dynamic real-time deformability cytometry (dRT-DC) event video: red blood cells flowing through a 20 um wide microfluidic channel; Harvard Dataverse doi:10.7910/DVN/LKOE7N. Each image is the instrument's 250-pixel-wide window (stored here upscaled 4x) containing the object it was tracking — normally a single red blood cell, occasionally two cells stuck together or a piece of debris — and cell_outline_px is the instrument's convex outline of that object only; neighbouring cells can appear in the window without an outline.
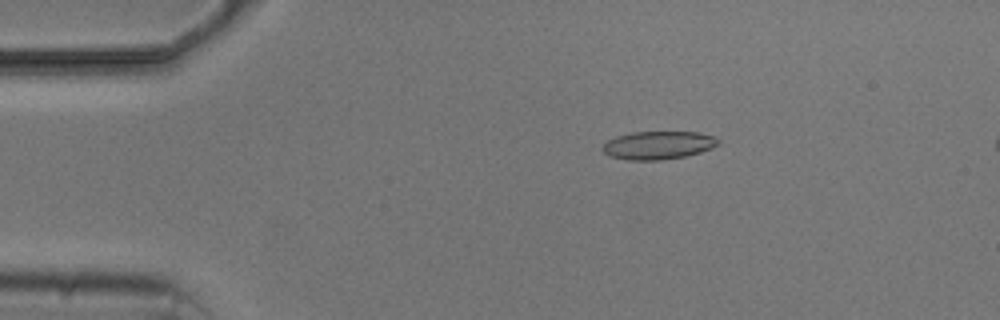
{"species": "common noctule bat (a hibernating species)", "species_latin": "Nyctalus noctula", "temperature_condition": "cold", "stored_images_in_passage": 7, "camera_frame_rate_fps": 3000, "um_per_image_px": 0.085, "animal": {"sex": "male", "body_mass_g": 20.5, "forearm_length_mm": 52.5}, "frame": {"image": 1, "passage_image": 3, "time_ms": 2.333, "image_size_px": [1000, 320], "cell_outline_px": [[720, 144], [712, 148], [700, 152], [684, 156], [660, 160], [628, 160], [612, 156], [604, 152], [600, 148], [608, 140], [616, 136], [632, 132], [700, 132], [712, 136], [720, 140]], "centroid_in_image_um": [55.96, 12.34], "position_along_channel_um": 29.0, "area_um2": 18.9}}
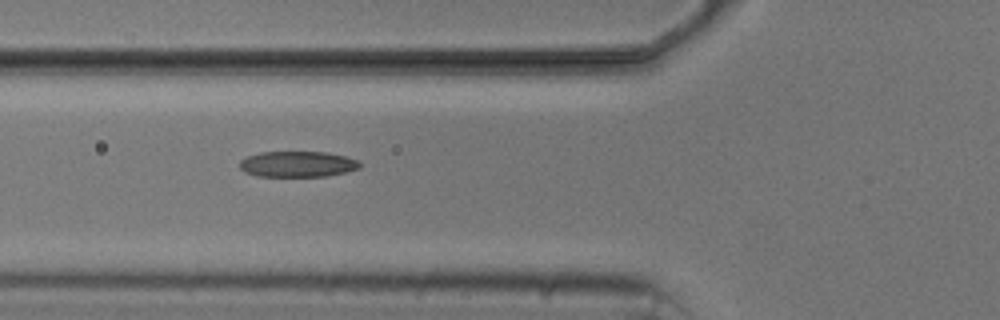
{"frame": {"image": 2, "passage_image": 6, "time_ms": 5.667, "image_size_px": [1000, 320], "cell_outline_px": [[360, 168], [328, 176], [256, 176], [244, 172], [240, 168], [240, 160], [248, 156], [260, 152], [328, 152], [348, 156], [356, 160], [360, 164]], "centroid_in_image_um": [25.29, 13.95], "position_along_channel_um": 100.5, "area_um2": 18.09}}
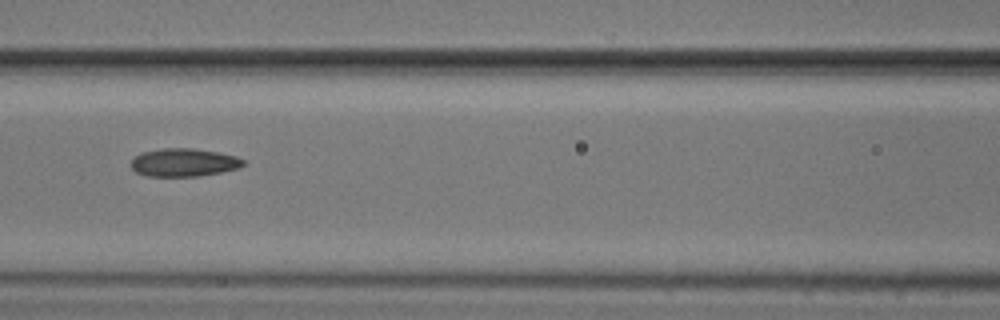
{"frame": {"image": 3, "passage_image": 7, "time_ms": 7.0, "image_size_px": [1000, 320], "cell_outline_px": [[248, 164], [240, 168], [220, 172], [196, 176], [148, 176], [136, 172], [132, 168], [132, 160], [136, 156], [144, 152], [164, 148], [192, 148], [220, 152], [236, 156], [244, 160]], "centroid_in_image_um": [15.69, 13.81], "position_along_channel_um": 150.9, "area_um2": 18.32}}